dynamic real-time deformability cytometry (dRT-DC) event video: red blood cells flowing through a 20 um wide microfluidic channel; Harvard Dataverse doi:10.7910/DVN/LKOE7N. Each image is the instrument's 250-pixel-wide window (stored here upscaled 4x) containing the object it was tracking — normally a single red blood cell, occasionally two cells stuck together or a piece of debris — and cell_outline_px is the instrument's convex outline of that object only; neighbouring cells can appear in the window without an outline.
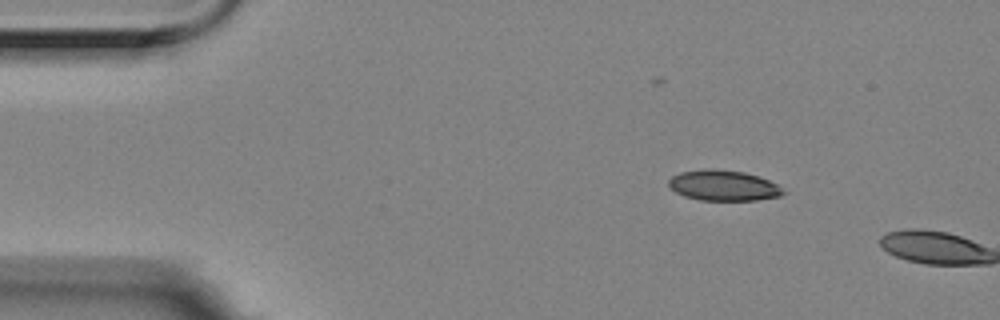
{"species": "Egyptian fruit bat (a non-hibernating species)", "species_latin": "Rousettus aegyptiacus", "temperature_condition": "room temperature", "stored_images_in_passage": 2, "camera_frame_rate_fps": 3000, "um_per_image_px": 0.085, "animal": {"sex": "female"}, "frame": {"image": 1, "passage_image": 1, "time_ms": 0.0, "image_size_px": [1000, 320], "cell_outline_px": [[788, 192], [780, 196], [756, 200], [700, 200], [684, 196], [668, 188], [668, 180], [672, 176], [680, 172], [704, 168], [716, 168], [744, 172], [768, 180], [776, 184]], "centroid_in_image_um": [61.46, 15.76], "position_along_channel_um": 23.5, "area_um2": 20.58}}